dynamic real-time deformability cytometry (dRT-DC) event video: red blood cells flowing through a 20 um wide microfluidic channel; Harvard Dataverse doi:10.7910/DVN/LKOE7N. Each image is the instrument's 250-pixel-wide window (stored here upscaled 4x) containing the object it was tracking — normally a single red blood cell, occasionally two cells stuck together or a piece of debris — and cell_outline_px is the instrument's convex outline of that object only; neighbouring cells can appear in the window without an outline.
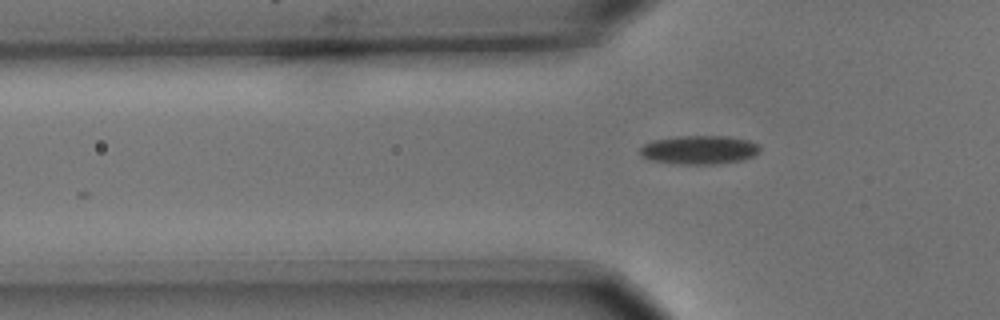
{"species": "common noctule bat (a hibernating species)", "species_latin": "Nyctalus noctula", "temperature_condition": "cold", "stored_images_in_passage": 4, "camera_frame_rate_fps": 3000, "um_per_image_px": 0.085, "animal": {"sex": "male", "body_mass_g": 15.6}, "frame": {"image": 1, "passage_image": 4, "time_ms": 1.0, "image_size_px": [1000, 320], "cell_outline_px": [[760, 148], [752, 156], [740, 160], [716, 164], [676, 164], [652, 160], [644, 156], [640, 152], [640, 148], [644, 144], [652, 140], [680, 136], [724, 136], [748, 140], [756, 144]], "centroid_in_image_um": [59.4, 12.73], "position_along_channel_um": 66.4, "area_um2": 19.71}}